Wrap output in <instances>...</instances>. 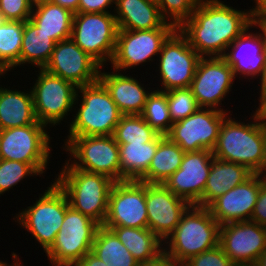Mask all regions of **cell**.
<instances>
[{
  "label": "cell",
  "mask_w": 266,
  "mask_h": 266,
  "mask_svg": "<svg viewBox=\"0 0 266 266\" xmlns=\"http://www.w3.org/2000/svg\"><path fill=\"white\" fill-rule=\"evenodd\" d=\"M36 72V81L30 87L36 119L47 127L60 125L80 100L76 97L77 87L45 69Z\"/></svg>",
  "instance_id": "8"
},
{
  "label": "cell",
  "mask_w": 266,
  "mask_h": 266,
  "mask_svg": "<svg viewBox=\"0 0 266 266\" xmlns=\"http://www.w3.org/2000/svg\"><path fill=\"white\" fill-rule=\"evenodd\" d=\"M55 42L41 31L30 19L24 22L23 40L20 52V65H34L39 69L49 62Z\"/></svg>",
  "instance_id": "31"
},
{
  "label": "cell",
  "mask_w": 266,
  "mask_h": 266,
  "mask_svg": "<svg viewBox=\"0 0 266 266\" xmlns=\"http://www.w3.org/2000/svg\"><path fill=\"white\" fill-rule=\"evenodd\" d=\"M115 3L116 0H80L78 13H111L108 8Z\"/></svg>",
  "instance_id": "42"
},
{
  "label": "cell",
  "mask_w": 266,
  "mask_h": 266,
  "mask_svg": "<svg viewBox=\"0 0 266 266\" xmlns=\"http://www.w3.org/2000/svg\"><path fill=\"white\" fill-rule=\"evenodd\" d=\"M44 69L80 87L98 81L101 66L69 38L55 44Z\"/></svg>",
  "instance_id": "18"
},
{
  "label": "cell",
  "mask_w": 266,
  "mask_h": 266,
  "mask_svg": "<svg viewBox=\"0 0 266 266\" xmlns=\"http://www.w3.org/2000/svg\"><path fill=\"white\" fill-rule=\"evenodd\" d=\"M74 13L50 0L34 3L30 20L55 42L71 38Z\"/></svg>",
  "instance_id": "27"
},
{
  "label": "cell",
  "mask_w": 266,
  "mask_h": 266,
  "mask_svg": "<svg viewBox=\"0 0 266 266\" xmlns=\"http://www.w3.org/2000/svg\"><path fill=\"white\" fill-rule=\"evenodd\" d=\"M220 226L207 207L191 205L163 242V252L182 265L190 257L219 245Z\"/></svg>",
  "instance_id": "4"
},
{
  "label": "cell",
  "mask_w": 266,
  "mask_h": 266,
  "mask_svg": "<svg viewBox=\"0 0 266 266\" xmlns=\"http://www.w3.org/2000/svg\"><path fill=\"white\" fill-rule=\"evenodd\" d=\"M24 22L6 20L0 26V64L7 72L20 67Z\"/></svg>",
  "instance_id": "33"
},
{
  "label": "cell",
  "mask_w": 266,
  "mask_h": 266,
  "mask_svg": "<svg viewBox=\"0 0 266 266\" xmlns=\"http://www.w3.org/2000/svg\"><path fill=\"white\" fill-rule=\"evenodd\" d=\"M234 74L222 57H202L199 60L190 89L200 107L222 109V101L232 90Z\"/></svg>",
  "instance_id": "16"
},
{
  "label": "cell",
  "mask_w": 266,
  "mask_h": 266,
  "mask_svg": "<svg viewBox=\"0 0 266 266\" xmlns=\"http://www.w3.org/2000/svg\"><path fill=\"white\" fill-rule=\"evenodd\" d=\"M139 266H182L176 263L171 257H169L164 252L160 254L156 259L147 261L145 263H140Z\"/></svg>",
  "instance_id": "43"
},
{
  "label": "cell",
  "mask_w": 266,
  "mask_h": 266,
  "mask_svg": "<svg viewBox=\"0 0 266 266\" xmlns=\"http://www.w3.org/2000/svg\"><path fill=\"white\" fill-rule=\"evenodd\" d=\"M145 199L148 228L164 242L191 204L163 184L145 183Z\"/></svg>",
  "instance_id": "20"
},
{
  "label": "cell",
  "mask_w": 266,
  "mask_h": 266,
  "mask_svg": "<svg viewBox=\"0 0 266 266\" xmlns=\"http://www.w3.org/2000/svg\"><path fill=\"white\" fill-rule=\"evenodd\" d=\"M261 174H262L263 177L266 178V165H265V168H264V170H263V172Z\"/></svg>",
  "instance_id": "54"
},
{
  "label": "cell",
  "mask_w": 266,
  "mask_h": 266,
  "mask_svg": "<svg viewBox=\"0 0 266 266\" xmlns=\"http://www.w3.org/2000/svg\"><path fill=\"white\" fill-rule=\"evenodd\" d=\"M103 226L148 228L145 183L136 180L115 182L108 200Z\"/></svg>",
  "instance_id": "15"
},
{
  "label": "cell",
  "mask_w": 266,
  "mask_h": 266,
  "mask_svg": "<svg viewBox=\"0 0 266 266\" xmlns=\"http://www.w3.org/2000/svg\"><path fill=\"white\" fill-rule=\"evenodd\" d=\"M6 21L3 15L0 13V26Z\"/></svg>",
  "instance_id": "53"
},
{
  "label": "cell",
  "mask_w": 266,
  "mask_h": 266,
  "mask_svg": "<svg viewBox=\"0 0 266 266\" xmlns=\"http://www.w3.org/2000/svg\"><path fill=\"white\" fill-rule=\"evenodd\" d=\"M219 245L236 266L253 265L266 250V227L251 220L223 224Z\"/></svg>",
  "instance_id": "17"
},
{
  "label": "cell",
  "mask_w": 266,
  "mask_h": 266,
  "mask_svg": "<svg viewBox=\"0 0 266 266\" xmlns=\"http://www.w3.org/2000/svg\"><path fill=\"white\" fill-rule=\"evenodd\" d=\"M31 0H0V13L6 20L26 21L32 14Z\"/></svg>",
  "instance_id": "40"
},
{
  "label": "cell",
  "mask_w": 266,
  "mask_h": 266,
  "mask_svg": "<svg viewBox=\"0 0 266 266\" xmlns=\"http://www.w3.org/2000/svg\"><path fill=\"white\" fill-rule=\"evenodd\" d=\"M75 266H107L91 251L85 254Z\"/></svg>",
  "instance_id": "44"
},
{
  "label": "cell",
  "mask_w": 266,
  "mask_h": 266,
  "mask_svg": "<svg viewBox=\"0 0 266 266\" xmlns=\"http://www.w3.org/2000/svg\"><path fill=\"white\" fill-rule=\"evenodd\" d=\"M100 225L71 206L56 235L55 242L46 252L51 265H76L91 251Z\"/></svg>",
  "instance_id": "11"
},
{
  "label": "cell",
  "mask_w": 266,
  "mask_h": 266,
  "mask_svg": "<svg viewBox=\"0 0 266 266\" xmlns=\"http://www.w3.org/2000/svg\"><path fill=\"white\" fill-rule=\"evenodd\" d=\"M231 111L200 107L185 119L174 122L165 135L184 152L212 151L219 136L221 124Z\"/></svg>",
  "instance_id": "13"
},
{
  "label": "cell",
  "mask_w": 266,
  "mask_h": 266,
  "mask_svg": "<svg viewBox=\"0 0 266 266\" xmlns=\"http://www.w3.org/2000/svg\"><path fill=\"white\" fill-rule=\"evenodd\" d=\"M50 1L70 10L74 14L78 13L80 0H50Z\"/></svg>",
  "instance_id": "47"
},
{
  "label": "cell",
  "mask_w": 266,
  "mask_h": 266,
  "mask_svg": "<svg viewBox=\"0 0 266 266\" xmlns=\"http://www.w3.org/2000/svg\"><path fill=\"white\" fill-rule=\"evenodd\" d=\"M48 127L34 124L1 130L0 159L31 164L41 175L50 163L51 141Z\"/></svg>",
  "instance_id": "9"
},
{
  "label": "cell",
  "mask_w": 266,
  "mask_h": 266,
  "mask_svg": "<svg viewBox=\"0 0 266 266\" xmlns=\"http://www.w3.org/2000/svg\"><path fill=\"white\" fill-rule=\"evenodd\" d=\"M250 29L252 26L237 37L227 47L226 52H228L222 56L226 63L231 66L235 80L236 77L238 79L240 76L248 80L258 77L260 79L266 66V51L262 38L259 32H250Z\"/></svg>",
  "instance_id": "22"
},
{
  "label": "cell",
  "mask_w": 266,
  "mask_h": 266,
  "mask_svg": "<svg viewBox=\"0 0 266 266\" xmlns=\"http://www.w3.org/2000/svg\"><path fill=\"white\" fill-rule=\"evenodd\" d=\"M19 255H17L16 253L12 252V259L14 260L13 264H9L1 261L0 260V266H24L19 260L20 258L18 257ZM9 264V265H8Z\"/></svg>",
  "instance_id": "49"
},
{
  "label": "cell",
  "mask_w": 266,
  "mask_h": 266,
  "mask_svg": "<svg viewBox=\"0 0 266 266\" xmlns=\"http://www.w3.org/2000/svg\"><path fill=\"white\" fill-rule=\"evenodd\" d=\"M52 266H75V265H52Z\"/></svg>",
  "instance_id": "57"
},
{
  "label": "cell",
  "mask_w": 266,
  "mask_h": 266,
  "mask_svg": "<svg viewBox=\"0 0 266 266\" xmlns=\"http://www.w3.org/2000/svg\"><path fill=\"white\" fill-rule=\"evenodd\" d=\"M165 92L173 123L187 118L200 108L190 88L173 89Z\"/></svg>",
  "instance_id": "37"
},
{
  "label": "cell",
  "mask_w": 266,
  "mask_h": 266,
  "mask_svg": "<svg viewBox=\"0 0 266 266\" xmlns=\"http://www.w3.org/2000/svg\"><path fill=\"white\" fill-rule=\"evenodd\" d=\"M253 172L246 166L213 158L207 183L201 197V207H207L217 197L247 180Z\"/></svg>",
  "instance_id": "25"
},
{
  "label": "cell",
  "mask_w": 266,
  "mask_h": 266,
  "mask_svg": "<svg viewBox=\"0 0 266 266\" xmlns=\"http://www.w3.org/2000/svg\"><path fill=\"white\" fill-rule=\"evenodd\" d=\"M164 137L158 134L148 143L119 145L120 181H138L147 171L157 150L158 142Z\"/></svg>",
  "instance_id": "28"
},
{
  "label": "cell",
  "mask_w": 266,
  "mask_h": 266,
  "mask_svg": "<svg viewBox=\"0 0 266 266\" xmlns=\"http://www.w3.org/2000/svg\"><path fill=\"white\" fill-rule=\"evenodd\" d=\"M91 252L107 266H139L140 264L117 235L104 226L98 228Z\"/></svg>",
  "instance_id": "32"
},
{
  "label": "cell",
  "mask_w": 266,
  "mask_h": 266,
  "mask_svg": "<svg viewBox=\"0 0 266 266\" xmlns=\"http://www.w3.org/2000/svg\"><path fill=\"white\" fill-rule=\"evenodd\" d=\"M251 221L266 227V178L260 174V190Z\"/></svg>",
  "instance_id": "41"
},
{
  "label": "cell",
  "mask_w": 266,
  "mask_h": 266,
  "mask_svg": "<svg viewBox=\"0 0 266 266\" xmlns=\"http://www.w3.org/2000/svg\"><path fill=\"white\" fill-rule=\"evenodd\" d=\"M59 172L54 181L66 193L70 206L103 226L115 181L102 174L76 169L66 160Z\"/></svg>",
  "instance_id": "3"
},
{
  "label": "cell",
  "mask_w": 266,
  "mask_h": 266,
  "mask_svg": "<svg viewBox=\"0 0 266 266\" xmlns=\"http://www.w3.org/2000/svg\"><path fill=\"white\" fill-rule=\"evenodd\" d=\"M182 266H236L218 245L215 248L204 251L190 257Z\"/></svg>",
  "instance_id": "39"
},
{
  "label": "cell",
  "mask_w": 266,
  "mask_h": 266,
  "mask_svg": "<svg viewBox=\"0 0 266 266\" xmlns=\"http://www.w3.org/2000/svg\"><path fill=\"white\" fill-rule=\"evenodd\" d=\"M177 28L150 30H118L111 67L117 71L129 70L153 62L161 52L163 43Z\"/></svg>",
  "instance_id": "14"
},
{
  "label": "cell",
  "mask_w": 266,
  "mask_h": 266,
  "mask_svg": "<svg viewBox=\"0 0 266 266\" xmlns=\"http://www.w3.org/2000/svg\"><path fill=\"white\" fill-rule=\"evenodd\" d=\"M102 70L101 67L99 80L109 91L119 111L123 115H140L153 89L149 87L148 91L136 77L122 74L121 71L111 69L113 72H101Z\"/></svg>",
  "instance_id": "23"
},
{
  "label": "cell",
  "mask_w": 266,
  "mask_h": 266,
  "mask_svg": "<svg viewBox=\"0 0 266 266\" xmlns=\"http://www.w3.org/2000/svg\"><path fill=\"white\" fill-rule=\"evenodd\" d=\"M156 71H159L161 88L173 89L190 88L199 60L202 58L189 44L188 39L176 29L163 43ZM161 80V81H160Z\"/></svg>",
  "instance_id": "12"
},
{
  "label": "cell",
  "mask_w": 266,
  "mask_h": 266,
  "mask_svg": "<svg viewBox=\"0 0 266 266\" xmlns=\"http://www.w3.org/2000/svg\"><path fill=\"white\" fill-rule=\"evenodd\" d=\"M33 3H37V2H40V1H45V0H31Z\"/></svg>",
  "instance_id": "56"
},
{
  "label": "cell",
  "mask_w": 266,
  "mask_h": 266,
  "mask_svg": "<svg viewBox=\"0 0 266 266\" xmlns=\"http://www.w3.org/2000/svg\"><path fill=\"white\" fill-rule=\"evenodd\" d=\"M0 86V129L34 124L37 119L31 89L25 92Z\"/></svg>",
  "instance_id": "26"
},
{
  "label": "cell",
  "mask_w": 266,
  "mask_h": 266,
  "mask_svg": "<svg viewBox=\"0 0 266 266\" xmlns=\"http://www.w3.org/2000/svg\"><path fill=\"white\" fill-rule=\"evenodd\" d=\"M255 6L250 9L251 17L266 18V0H254Z\"/></svg>",
  "instance_id": "46"
},
{
  "label": "cell",
  "mask_w": 266,
  "mask_h": 266,
  "mask_svg": "<svg viewBox=\"0 0 266 266\" xmlns=\"http://www.w3.org/2000/svg\"><path fill=\"white\" fill-rule=\"evenodd\" d=\"M162 17L177 29L191 17L200 0H155Z\"/></svg>",
  "instance_id": "38"
},
{
  "label": "cell",
  "mask_w": 266,
  "mask_h": 266,
  "mask_svg": "<svg viewBox=\"0 0 266 266\" xmlns=\"http://www.w3.org/2000/svg\"><path fill=\"white\" fill-rule=\"evenodd\" d=\"M252 266H266V250L260 254Z\"/></svg>",
  "instance_id": "50"
},
{
  "label": "cell",
  "mask_w": 266,
  "mask_h": 266,
  "mask_svg": "<svg viewBox=\"0 0 266 266\" xmlns=\"http://www.w3.org/2000/svg\"><path fill=\"white\" fill-rule=\"evenodd\" d=\"M113 12L73 16L71 39L101 67L111 62L115 52L119 29Z\"/></svg>",
  "instance_id": "10"
},
{
  "label": "cell",
  "mask_w": 266,
  "mask_h": 266,
  "mask_svg": "<svg viewBox=\"0 0 266 266\" xmlns=\"http://www.w3.org/2000/svg\"><path fill=\"white\" fill-rule=\"evenodd\" d=\"M213 158L210 150L185 152L180 168L163 185L191 205L201 206Z\"/></svg>",
  "instance_id": "19"
},
{
  "label": "cell",
  "mask_w": 266,
  "mask_h": 266,
  "mask_svg": "<svg viewBox=\"0 0 266 266\" xmlns=\"http://www.w3.org/2000/svg\"><path fill=\"white\" fill-rule=\"evenodd\" d=\"M259 86H260V90L259 93L260 96L258 98L259 100V106L257 108H259L265 101H266V66L263 70L262 76L260 77V82H259Z\"/></svg>",
  "instance_id": "48"
},
{
  "label": "cell",
  "mask_w": 266,
  "mask_h": 266,
  "mask_svg": "<svg viewBox=\"0 0 266 266\" xmlns=\"http://www.w3.org/2000/svg\"><path fill=\"white\" fill-rule=\"evenodd\" d=\"M258 109L260 110V112H261V114L265 120V123H266V108H258Z\"/></svg>",
  "instance_id": "52"
},
{
  "label": "cell",
  "mask_w": 266,
  "mask_h": 266,
  "mask_svg": "<svg viewBox=\"0 0 266 266\" xmlns=\"http://www.w3.org/2000/svg\"><path fill=\"white\" fill-rule=\"evenodd\" d=\"M250 117L252 121L245 124L228 115L221 124L212 154L261 174L266 165V123L258 108Z\"/></svg>",
  "instance_id": "2"
},
{
  "label": "cell",
  "mask_w": 266,
  "mask_h": 266,
  "mask_svg": "<svg viewBox=\"0 0 266 266\" xmlns=\"http://www.w3.org/2000/svg\"><path fill=\"white\" fill-rule=\"evenodd\" d=\"M250 26V9L238 10L221 0H200L178 30L201 57H222L227 47Z\"/></svg>",
  "instance_id": "1"
},
{
  "label": "cell",
  "mask_w": 266,
  "mask_h": 266,
  "mask_svg": "<svg viewBox=\"0 0 266 266\" xmlns=\"http://www.w3.org/2000/svg\"><path fill=\"white\" fill-rule=\"evenodd\" d=\"M259 108H266V101Z\"/></svg>",
  "instance_id": "55"
},
{
  "label": "cell",
  "mask_w": 266,
  "mask_h": 266,
  "mask_svg": "<svg viewBox=\"0 0 266 266\" xmlns=\"http://www.w3.org/2000/svg\"><path fill=\"white\" fill-rule=\"evenodd\" d=\"M260 190V174L253 173L243 183L213 200L207 208L220 224L251 219Z\"/></svg>",
  "instance_id": "21"
},
{
  "label": "cell",
  "mask_w": 266,
  "mask_h": 266,
  "mask_svg": "<svg viewBox=\"0 0 266 266\" xmlns=\"http://www.w3.org/2000/svg\"><path fill=\"white\" fill-rule=\"evenodd\" d=\"M7 74L6 69L0 64V75L4 77ZM0 76V78H1Z\"/></svg>",
  "instance_id": "51"
},
{
  "label": "cell",
  "mask_w": 266,
  "mask_h": 266,
  "mask_svg": "<svg viewBox=\"0 0 266 266\" xmlns=\"http://www.w3.org/2000/svg\"><path fill=\"white\" fill-rule=\"evenodd\" d=\"M111 230L138 263L154 260L163 253V241L149 228L122 226Z\"/></svg>",
  "instance_id": "29"
},
{
  "label": "cell",
  "mask_w": 266,
  "mask_h": 266,
  "mask_svg": "<svg viewBox=\"0 0 266 266\" xmlns=\"http://www.w3.org/2000/svg\"><path fill=\"white\" fill-rule=\"evenodd\" d=\"M66 138L63 150L69 152V156L73 158L66 161L74 168L102 174L120 182L119 145L113 135Z\"/></svg>",
  "instance_id": "7"
},
{
  "label": "cell",
  "mask_w": 266,
  "mask_h": 266,
  "mask_svg": "<svg viewBox=\"0 0 266 266\" xmlns=\"http://www.w3.org/2000/svg\"><path fill=\"white\" fill-rule=\"evenodd\" d=\"M114 9L119 30L176 28L162 17L155 0H116Z\"/></svg>",
  "instance_id": "24"
},
{
  "label": "cell",
  "mask_w": 266,
  "mask_h": 266,
  "mask_svg": "<svg viewBox=\"0 0 266 266\" xmlns=\"http://www.w3.org/2000/svg\"><path fill=\"white\" fill-rule=\"evenodd\" d=\"M80 94V95H79ZM82 95V96H81ZM76 97H81L79 108L68 125L67 136L113 135L122 113L113 101L104 84L98 80L92 84L77 87ZM77 110V111H75Z\"/></svg>",
  "instance_id": "5"
},
{
  "label": "cell",
  "mask_w": 266,
  "mask_h": 266,
  "mask_svg": "<svg viewBox=\"0 0 266 266\" xmlns=\"http://www.w3.org/2000/svg\"><path fill=\"white\" fill-rule=\"evenodd\" d=\"M38 175L41 174L31 164L0 159V196L24 178Z\"/></svg>",
  "instance_id": "36"
},
{
  "label": "cell",
  "mask_w": 266,
  "mask_h": 266,
  "mask_svg": "<svg viewBox=\"0 0 266 266\" xmlns=\"http://www.w3.org/2000/svg\"><path fill=\"white\" fill-rule=\"evenodd\" d=\"M185 152L164 136L157 146L148 171L138 180L147 184H163L180 168Z\"/></svg>",
  "instance_id": "30"
},
{
  "label": "cell",
  "mask_w": 266,
  "mask_h": 266,
  "mask_svg": "<svg viewBox=\"0 0 266 266\" xmlns=\"http://www.w3.org/2000/svg\"><path fill=\"white\" fill-rule=\"evenodd\" d=\"M252 28H259V34L262 38L263 45L266 51V18L251 17Z\"/></svg>",
  "instance_id": "45"
},
{
  "label": "cell",
  "mask_w": 266,
  "mask_h": 266,
  "mask_svg": "<svg viewBox=\"0 0 266 266\" xmlns=\"http://www.w3.org/2000/svg\"><path fill=\"white\" fill-rule=\"evenodd\" d=\"M154 89L148 95L140 115L157 133L165 136L173 124L168 109L166 92Z\"/></svg>",
  "instance_id": "35"
},
{
  "label": "cell",
  "mask_w": 266,
  "mask_h": 266,
  "mask_svg": "<svg viewBox=\"0 0 266 266\" xmlns=\"http://www.w3.org/2000/svg\"><path fill=\"white\" fill-rule=\"evenodd\" d=\"M157 133L141 115H122L115 127L113 137L117 144L148 143Z\"/></svg>",
  "instance_id": "34"
},
{
  "label": "cell",
  "mask_w": 266,
  "mask_h": 266,
  "mask_svg": "<svg viewBox=\"0 0 266 266\" xmlns=\"http://www.w3.org/2000/svg\"><path fill=\"white\" fill-rule=\"evenodd\" d=\"M52 182L33 205L22 208L13 218L38 241L45 253L55 242L70 206L66 193L54 179Z\"/></svg>",
  "instance_id": "6"
}]
</instances>
